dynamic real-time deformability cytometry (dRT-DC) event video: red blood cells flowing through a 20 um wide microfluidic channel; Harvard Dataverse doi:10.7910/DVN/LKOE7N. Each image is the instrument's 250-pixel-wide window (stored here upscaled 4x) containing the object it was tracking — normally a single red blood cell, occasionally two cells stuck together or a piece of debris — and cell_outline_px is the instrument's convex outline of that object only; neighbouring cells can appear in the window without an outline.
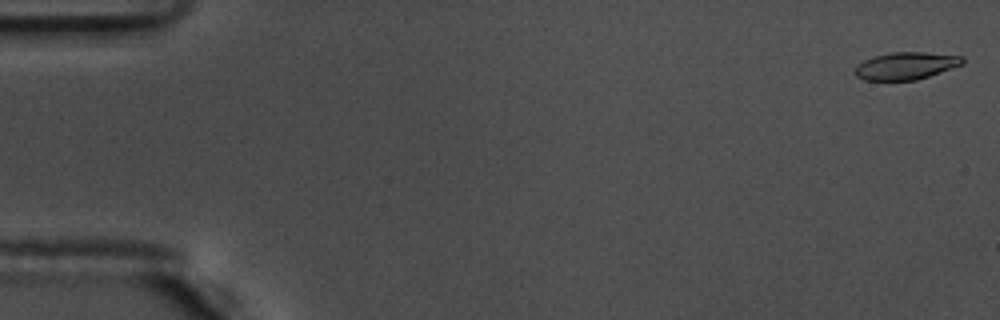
{"species": "common noctule bat (a hibernating species)", "species_latin": "Nyctalus noctula", "temperature_condition": "warm", "stored_images_in_passage": 17, "camera_frame_rate_fps": 3000, "um_per_image_px": 0.085, "animal": {"sex": "male", "body_mass_g": 17.5, "forearm_length_mm": 52.3}, "frame": {"image": 1, "passage_image": 1, "time_ms": 0.0, "image_size_px": [1000, 320], "cell_outline_px": [[964, 64], [916, 80], [864, 80], [856, 76], [856, 64], [872, 56], [892, 52], [924, 52], [964, 56]], "centroid_in_image_um": [77.0, 5.58], "position_along_channel_um": 8.0, "area_um2": 17.17}}
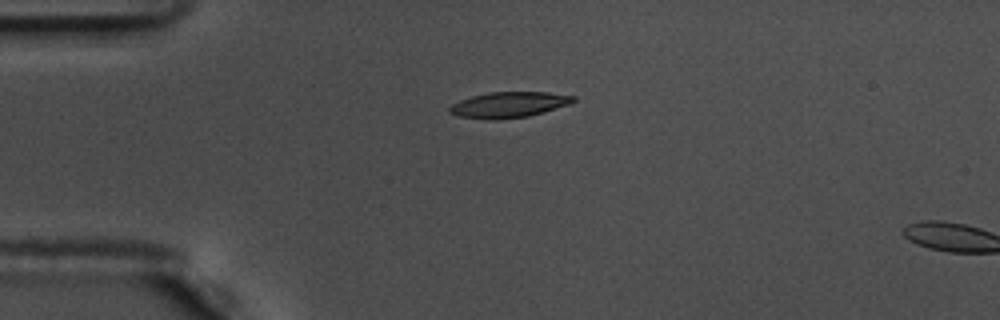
{"frame": {"image": 2, "passage_image": 14, "time_ms": 4.333, "image_size_px": [1000, 320], "cell_outline_px": [[576, 100], [568, 104], [544, 112], [528, 116], [496, 120], [488, 120], [460, 116], [448, 112], [448, 108], [452, 104], [460, 100], [472, 96], [488, 92], [548, 92], [576, 96]], "centroid_in_image_um": [43.24, 8.9], "position_along_channel_um": 41.8, "area_um2": 18.55}}